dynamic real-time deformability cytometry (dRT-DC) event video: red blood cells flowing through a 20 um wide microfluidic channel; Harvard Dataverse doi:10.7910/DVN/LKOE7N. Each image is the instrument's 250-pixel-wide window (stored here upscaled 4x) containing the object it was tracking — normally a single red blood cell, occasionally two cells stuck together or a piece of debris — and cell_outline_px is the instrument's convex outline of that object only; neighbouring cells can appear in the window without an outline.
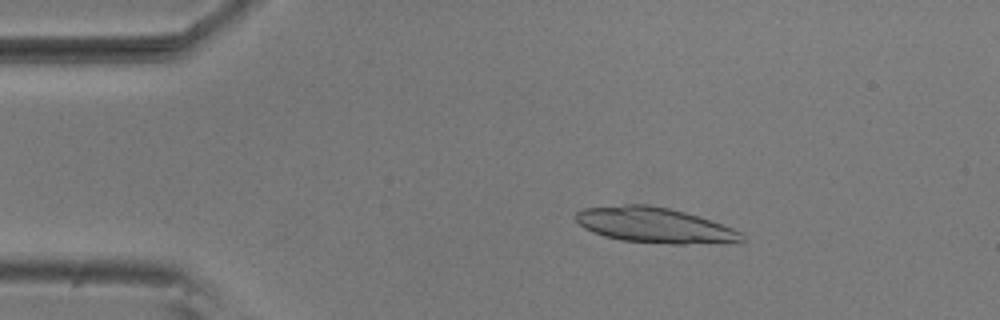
{"species": "common noctule bat (a hibernating species)", "species_latin": "Nyctalus noctula", "temperature_condition": "room temperature", "stored_images_in_passage": 5, "camera_frame_rate_fps": 3000, "um_per_image_px": 0.085, "animal": {"sex": "male", "body_mass_g": 20.5, "forearm_length_mm": 52.5}, "frame": {"image": 1, "passage_image": 3, "time_ms": 0.667, "image_size_px": [1000, 320], "cell_outline_px": [[744, 240], [684, 244], [672, 244], [620, 240], [604, 236], [584, 228], [576, 220], [576, 212], [584, 208], [628, 204], [648, 204], [668, 208], [684, 212], [732, 228], [740, 232], [744, 236]], "centroid_in_image_um": [55.55, 19.13], "position_along_channel_um": 29.4, "area_um2": 33.47}}